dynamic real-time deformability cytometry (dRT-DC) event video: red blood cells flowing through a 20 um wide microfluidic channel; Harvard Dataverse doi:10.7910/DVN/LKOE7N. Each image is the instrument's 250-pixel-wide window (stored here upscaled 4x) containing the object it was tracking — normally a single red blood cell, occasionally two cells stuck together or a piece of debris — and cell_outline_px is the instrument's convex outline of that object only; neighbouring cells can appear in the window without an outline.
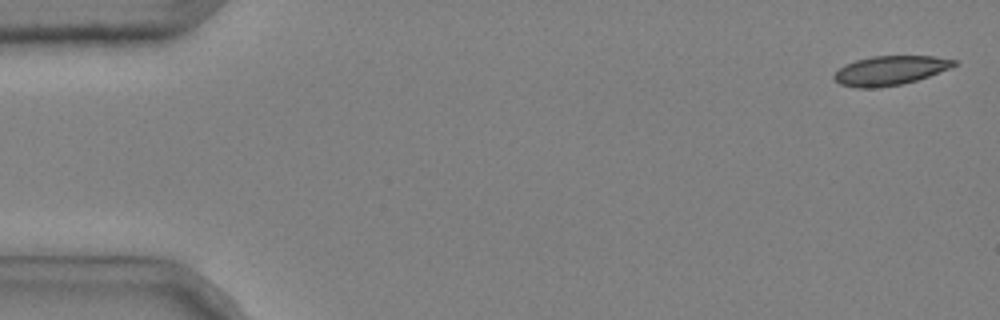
{"species": "common noctule bat (a hibernating species)", "species_latin": "Nyctalus noctula", "temperature_condition": "cold", "stored_images_in_passage": 4, "camera_frame_rate_fps": 3000, "um_per_image_px": 0.085, "animal": {"sex": "male", "body_mass_g": 20.4}, "frame": {"image": 1, "passage_image": 1, "time_ms": 0.0, "image_size_px": [1000, 320], "cell_outline_px": [[956, 64], [948, 68], [928, 76], [916, 80], [900, 84], [872, 88], [856, 88], [840, 84], [832, 76], [844, 64], [856, 60], [872, 56], [936, 56], [956, 60]], "centroid_in_image_um": [75.62, 5.98], "position_along_channel_um": 9.4, "area_um2": 20.17}}
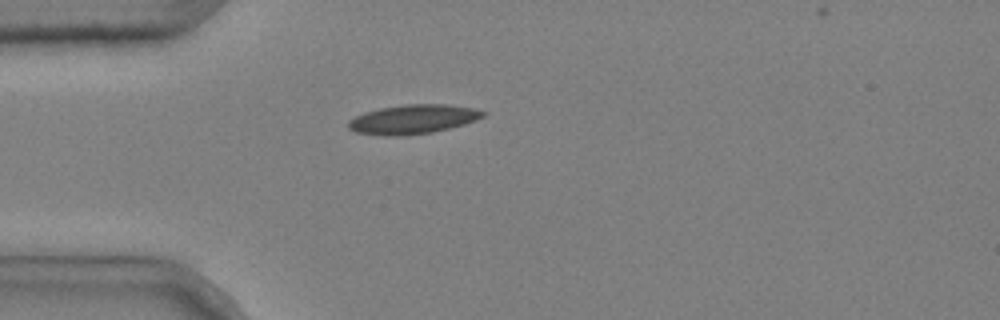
{"frame": {"image": 2, "passage_image": 4, "time_ms": 1.0, "image_size_px": [1000, 320], "cell_outline_px": [[488, 112], [484, 116], [464, 124], [432, 132], [400, 136], [384, 136], [356, 132], [348, 128], [348, 120], [364, 112], [380, 108], [404, 104], [444, 104], [472, 108]], "centroid_in_image_um": [35.07, 10.13], "position_along_channel_um": 49.9, "area_um2": 22.83}}